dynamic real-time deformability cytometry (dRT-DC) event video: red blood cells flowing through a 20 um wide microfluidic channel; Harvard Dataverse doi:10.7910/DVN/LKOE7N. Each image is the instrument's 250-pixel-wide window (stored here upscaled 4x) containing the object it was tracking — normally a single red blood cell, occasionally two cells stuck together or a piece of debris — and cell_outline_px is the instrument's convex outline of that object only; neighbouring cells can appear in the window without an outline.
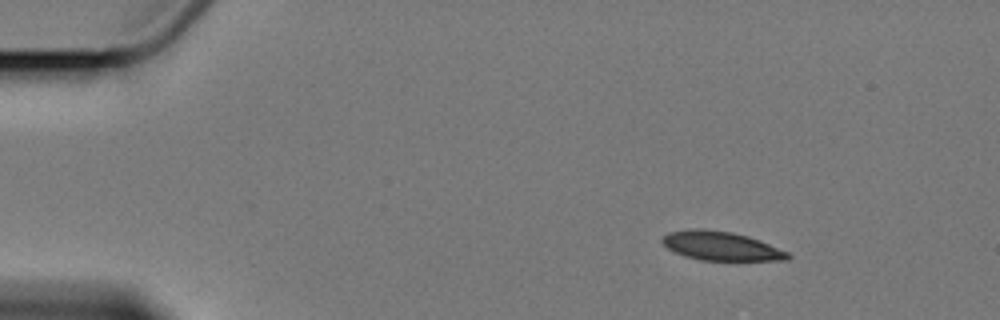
{"species": "Egyptian fruit bat (a non-hibernating species)", "species_latin": "Rousettus aegyptiacus", "temperature_condition": "cold", "stored_images_in_passage": 8, "camera_frame_rate_fps": 3000, "um_per_image_px": 0.085, "animal": {"sex": "female"}, "frame": {"image": 1, "passage_image": 1, "time_ms": 0.0, "image_size_px": [1000, 320], "cell_outline_px": [[792, 256], [788, 260], [700, 260], [684, 256], [668, 248], [660, 240], [668, 232], [692, 228], [700, 228], [732, 232], [748, 236], [760, 240], [788, 252]], "centroid_in_image_um": [61.29, 20.9], "position_along_channel_um": 23.7, "area_um2": 21.15}}
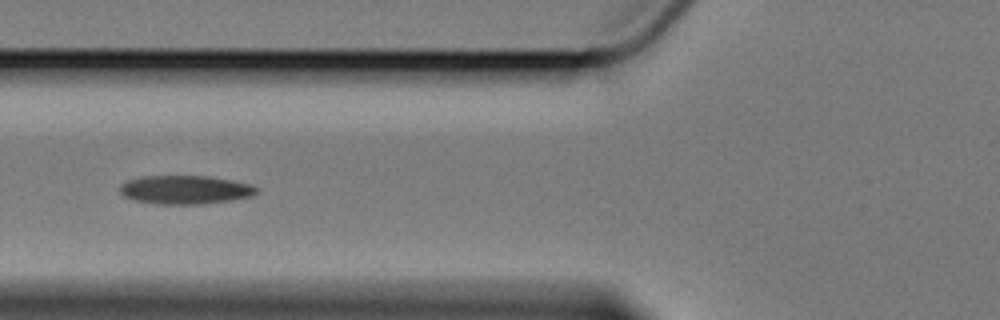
{"frame": {"image": 2, "passage_image": 5, "time_ms": 5.0, "image_size_px": [1000, 320], "cell_outline_px": [[260, 192], [252, 196], [232, 200], [204, 204], [156, 204], [132, 200], [124, 196], [120, 192], [120, 184], [128, 180], [144, 176], [208, 176], [232, 180], [252, 184], [260, 188]], "centroid_in_image_um": [15.79, 16.13], "position_along_channel_um": 110.0, "area_um2": 23.12}}
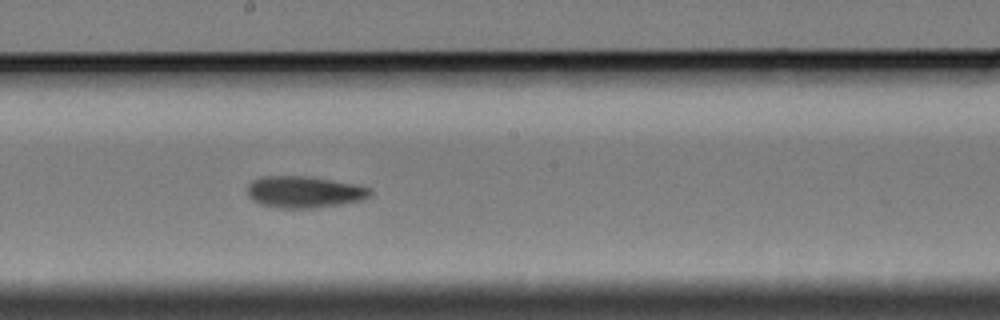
{"frame": {"image": 3, "passage_image": 8, "time_ms": 8.333, "image_size_px": [1000, 320], "cell_outline_px": [[372, 196], [364, 200], [316, 208], [276, 208], [260, 204], [252, 200], [248, 196], [248, 184], [252, 180], [260, 176], [308, 176], [356, 184], [372, 188]], "centroid_in_image_um": [25.88, 16.32], "position_along_channel_um": 222.3, "area_um2": 23.0}}